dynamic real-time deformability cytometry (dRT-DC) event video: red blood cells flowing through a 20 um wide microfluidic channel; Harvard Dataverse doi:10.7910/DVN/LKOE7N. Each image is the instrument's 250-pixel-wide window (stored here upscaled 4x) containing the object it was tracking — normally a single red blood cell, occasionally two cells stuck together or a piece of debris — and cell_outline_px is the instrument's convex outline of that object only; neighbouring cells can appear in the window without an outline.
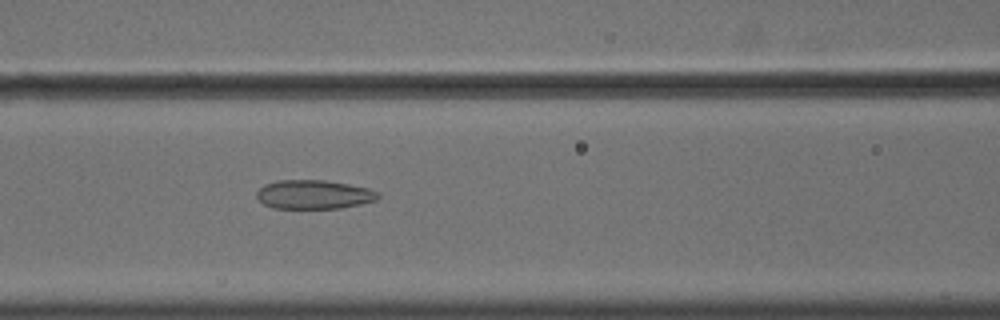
{"species": "common noctule bat (a hibernating species)", "species_latin": "Nyctalus noctula", "temperature_condition": "cold", "stored_images_in_passage": 56, "camera_frame_rate_fps": 3000, "um_per_image_px": 0.085, "animal": {"sex": "male", "body_mass_g": 18.8}, "frame": {"image": 1, "passage_image": 25, "time_ms": 8.0, "image_size_px": [1000, 320], "cell_outline_px": [[380, 196], [376, 200], [360, 204], [340, 208], [272, 208], [264, 204], [256, 196], [256, 192], [264, 184], [276, 180], [324, 180], [348, 184], [368, 188], [380, 192]], "centroid_in_image_um": [26.67, 16.53], "position_along_channel_um": 139.9, "area_um2": 20.52}}
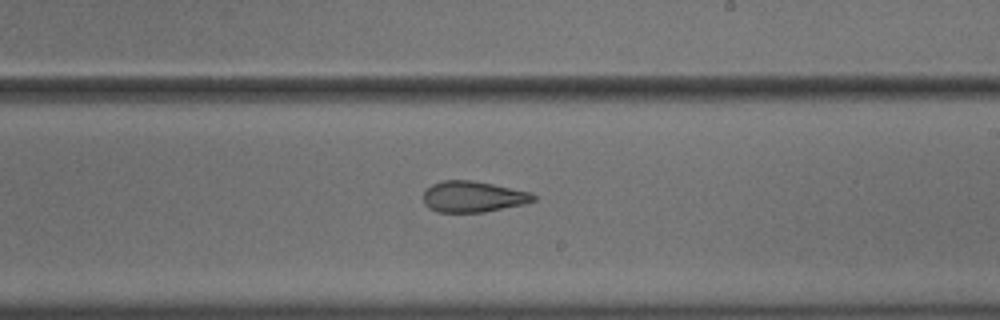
{"frame": {"image": 2, "passage_image": 34, "time_ms": 11.0, "image_size_px": [1000, 320], "cell_outline_px": [[536, 200], [524, 204], [484, 212], [436, 212], [428, 208], [424, 204], [424, 192], [432, 184], [444, 180], [472, 180], [532, 192], [536, 196]], "centroid_in_image_um": [40.22, 16.72], "position_along_channel_um": 248.8, "area_um2": 19.94}}
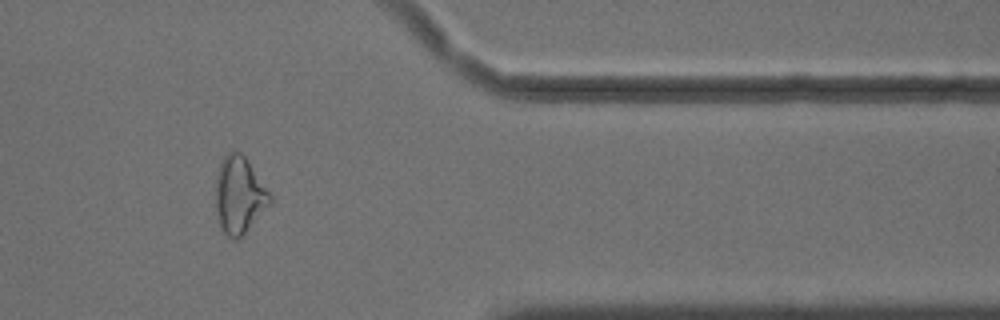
{"frame": {"image": 3, "passage_image": 47, "time_ms": 15.333, "image_size_px": [1000, 320], "cell_outline_px": [[272, 204], [236, 240], [228, 236], [224, 232], [220, 224], [216, 212], [216, 180], [220, 164], [224, 156], [228, 152], [240, 152], [244, 156], [272, 196]], "centroid_in_image_um": [20.34, 16.59], "position_along_channel_um": 391.1, "area_um2": 23.87}, "authors_computed_cell_mechanics": {"area_um2": 24.3916, "velocity_mm_per_s": 3.6239, "shape_relaxation_time_tau1_ms": null, "shape_relaxation_time_tau2_ms": 2.3677, "deformation_change_tau1": null, "deformation_change_tau2": 0.1059}}